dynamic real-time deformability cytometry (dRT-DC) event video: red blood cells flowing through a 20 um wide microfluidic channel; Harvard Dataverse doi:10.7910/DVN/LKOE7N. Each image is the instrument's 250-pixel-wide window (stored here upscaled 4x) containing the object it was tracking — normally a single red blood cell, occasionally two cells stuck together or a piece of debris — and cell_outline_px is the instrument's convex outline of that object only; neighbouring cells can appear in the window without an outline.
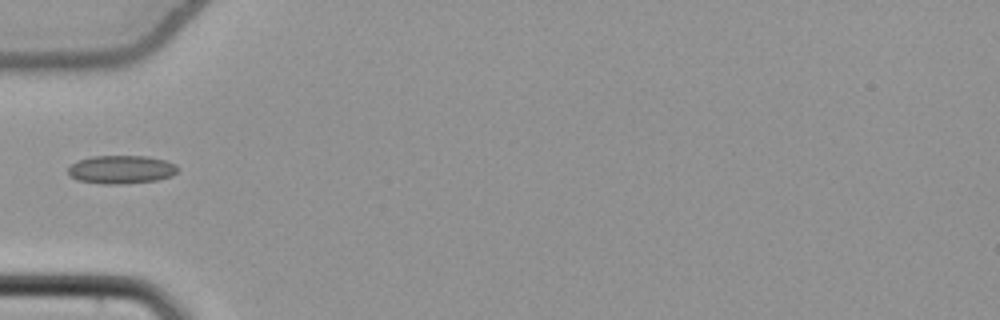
{"species": "common noctule bat (a hibernating species)", "species_latin": "Nyctalus noctula", "temperature_condition": "cold", "stored_images_in_passage": 36, "camera_frame_rate_fps": 3000, "um_per_image_px": 0.085, "animal": {"sex": "female", "body_mass_g": 22.7, "forearm_length_mm": 54.2}, "frame": {"image": 1, "passage_image": 1, "time_ms": 0.0, "image_size_px": [1000, 320], "cell_outline_px": [[180, 168], [172, 176], [156, 180], [120, 184], [104, 184], [76, 180], [68, 172], [68, 168], [72, 164], [80, 160], [92, 156], [148, 156], [164, 160], [176, 164]], "centroid_in_image_um": [10.33, 14.41], "position_along_channel_um": 74.7, "area_um2": 18.03}}
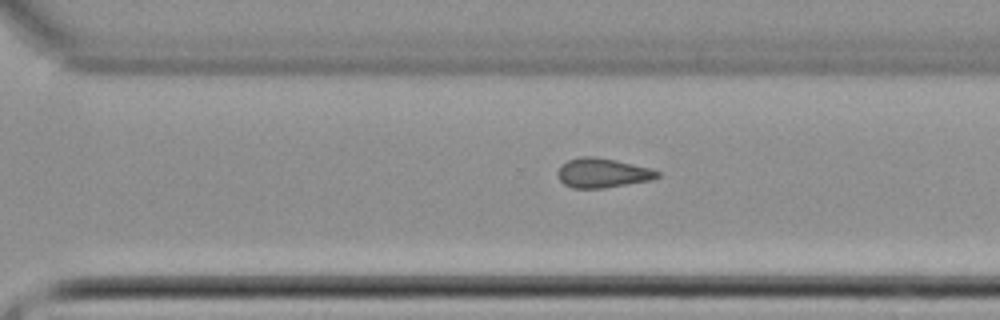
{"frame": {"image": 2, "passage_image": 20, "time_ms": 6.333, "image_size_px": [1000, 320], "cell_outline_px": [[660, 176], [652, 180], [604, 188], [572, 188], [564, 184], [556, 176], [556, 172], [560, 164], [568, 160], [580, 156], [596, 156], [616, 160], [648, 168], [660, 172]], "centroid_in_image_um": [51.16, 14.69], "position_along_channel_um": 319.4, "area_um2": 17.28}}
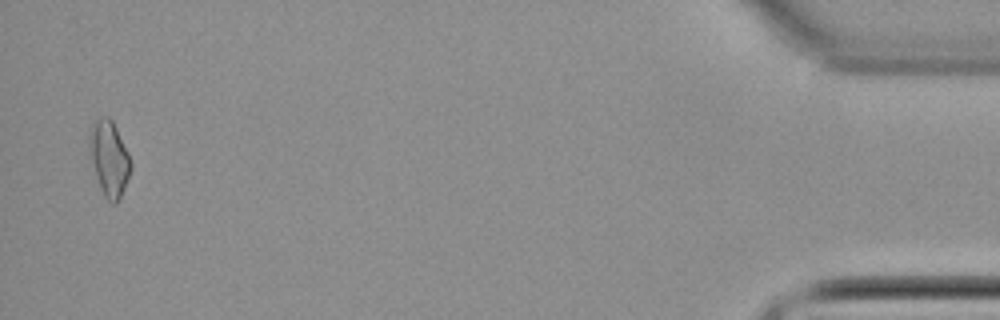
{"frame": {"image": 3, "passage_image": 35, "time_ms": 11.333, "image_size_px": [1000, 320], "cell_outline_px": [[132, 168], [124, 188], [116, 204], [112, 204], [104, 196], [100, 188], [88, 152], [88, 140], [92, 124], [96, 120], [104, 116], [108, 116], [112, 120], [128, 152], [132, 164]], "centroid_in_image_um": [9.27, 13.47], "position_along_channel_um": 425.9, "area_um2": 18.15}}